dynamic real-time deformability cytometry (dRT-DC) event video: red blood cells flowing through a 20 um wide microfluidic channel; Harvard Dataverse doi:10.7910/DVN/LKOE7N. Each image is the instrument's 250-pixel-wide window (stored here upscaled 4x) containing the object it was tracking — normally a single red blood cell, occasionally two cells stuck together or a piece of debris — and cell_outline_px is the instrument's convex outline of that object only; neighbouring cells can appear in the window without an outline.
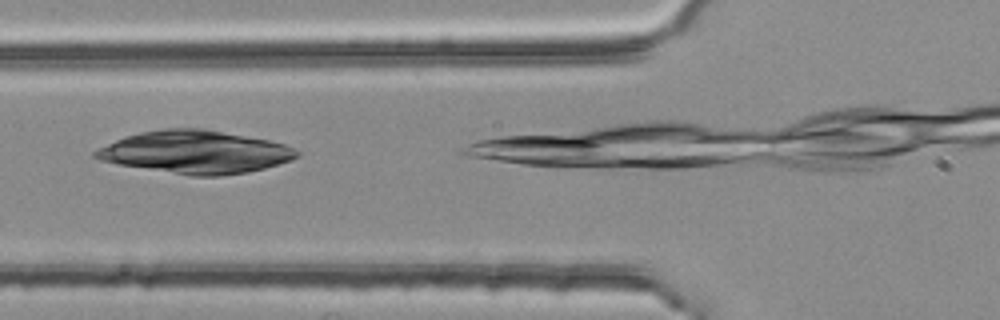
{"species": "common noctule bat (a hibernating species)", "species_latin": "Nyctalus noctula", "temperature_condition": "room temperature", "stored_images_in_passage": 4, "camera_frame_rate_fps": 3000, "um_per_image_px": 0.085, "animal": {"sex": "female", "body_mass_g": 25.1}, "frame": {"image": 1, "passage_image": 3, "time_ms": 0.667, "image_size_px": [1000, 320], "cell_outline_px": [[300, 156], [292, 160], [264, 168], [248, 172], [220, 176], [192, 176], [116, 164], [100, 160], [92, 156], [92, 152], [124, 136], [140, 132], [164, 128], [204, 128], [268, 140], [284, 144], [296, 148], [300, 152]], "centroid_in_image_um": [16.62, 12.92], "position_along_channel_um": 109.2, "area_um2": 50.29}}